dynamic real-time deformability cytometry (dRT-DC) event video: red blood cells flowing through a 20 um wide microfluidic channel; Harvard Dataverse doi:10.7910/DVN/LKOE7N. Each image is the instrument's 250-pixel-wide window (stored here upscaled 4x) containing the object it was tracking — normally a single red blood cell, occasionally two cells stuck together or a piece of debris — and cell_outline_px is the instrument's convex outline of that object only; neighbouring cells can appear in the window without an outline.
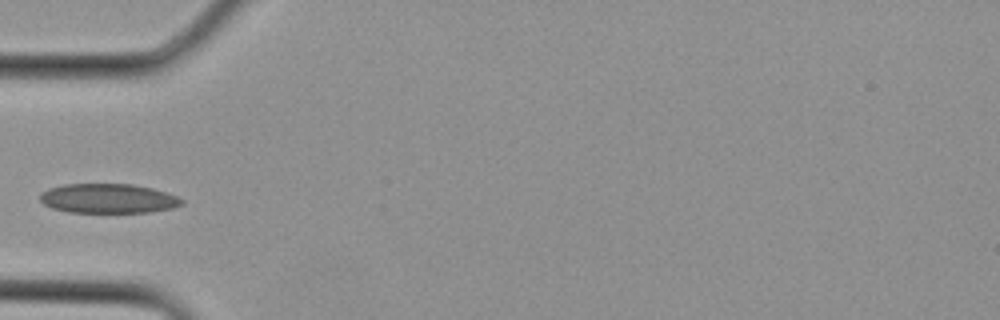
{"species": "Egyptian fruit bat (a non-hibernating species)", "species_latin": "Rousettus aegyptiacus", "temperature_condition": "cold", "stored_images_in_passage": 3, "camera_frame_rate_fps": 3000, "um_per_image_px": 0.085, "animal": {"sex": "female"}, "frame": {"image": 1, "passage_image": 3, "time_ms": 0.667, "image_size_px": [1000, 320], "cell_outline_px": [[184, 204], [172, 208], [148, 212], [68, 212], [52, 208], [44, 204], [40, 200], [40, 192], [48, 188], [64, 184], [132, 184], [152, 188], [176, 196], [184, 200]], "centroid_in_image_um": [9.17, 16.87], "position_along_channel_um": 75.8, "area_um2": 24.33}}